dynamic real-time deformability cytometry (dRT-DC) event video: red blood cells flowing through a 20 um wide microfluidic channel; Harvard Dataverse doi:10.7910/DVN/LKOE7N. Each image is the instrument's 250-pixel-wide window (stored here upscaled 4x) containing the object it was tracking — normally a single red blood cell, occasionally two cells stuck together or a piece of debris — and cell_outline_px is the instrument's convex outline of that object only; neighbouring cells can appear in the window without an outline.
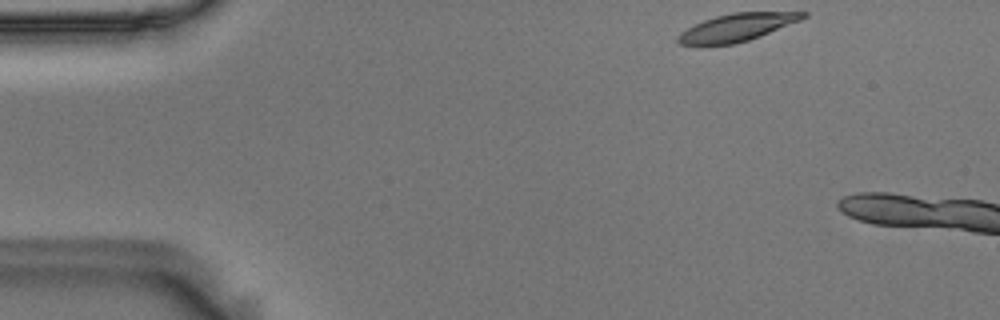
{"species": "Egyptian fruit bat (a non-hibernating species)", "species_latin": "Rousettus aegyptiacus", "temperature_condition": "room temperature", "stored_images_in_passage": 4, "camera_frame_rate_fps": 3000, "um_per_image_px": 0.085, "animal": {"sex": "male"}, "frame": {"image": 1, "passage_image": 1, "time_ms": 0.0, "image_size_px": [1000, 320], "cell_outline_px": [[808, 16], [800, 20], [760, 36], [736, 44], [680, 44], [676, 40], [676, 36], [680, 32], [704, 20], [716, 16], [732, 12], [808, 12]], "centroid_in_image_um": [62.64, 2.32], "position_along_channel_um": 22.4, "area_um2": 19.83}}